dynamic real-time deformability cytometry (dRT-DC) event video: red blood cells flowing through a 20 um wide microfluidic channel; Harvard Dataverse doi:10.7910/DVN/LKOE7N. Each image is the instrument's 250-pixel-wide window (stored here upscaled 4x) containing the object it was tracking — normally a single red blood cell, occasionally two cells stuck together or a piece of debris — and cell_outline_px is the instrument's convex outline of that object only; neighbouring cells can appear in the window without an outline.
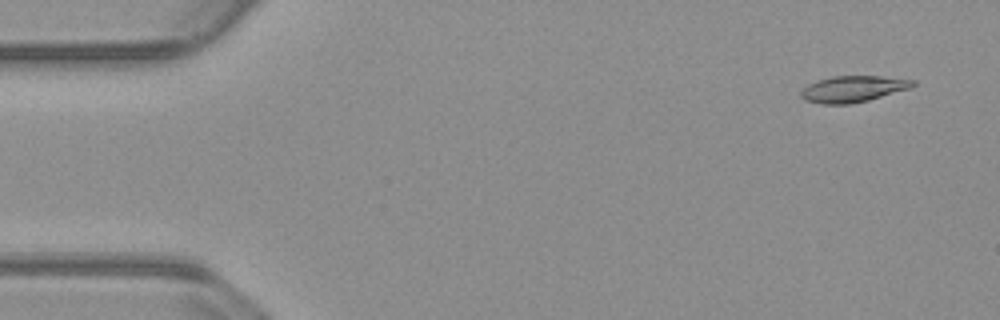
{"species": "common noctule bat (a hibernating species)", "species_latin": "Nyctalus noctula", "temperature_condition": "warm", "stored_images_in_passage": 54, "camera_frame_rate_fps": 3000, "um_per_image_px": 0.085, "animal": {"sex": "male", "body_mass_g": 23.1, "forearm_length_mm": 52.7}, "frame": {"image": 1, "passage_image": 3, "time_ms": 0.667, "image_size_px": [1000, 320], "cell_outline_px": [[916, 84], [912, 88], [868, 100], [848, 104], [820, 104], [804, 100], [800, 96], [800, 92], [808, 84], [816, 80], [832, 76], [880, 76], [916, 80]], "centroid_in_image_um": [72.5, 7.56], "position_along_channel_um": 12.5, "area_um2": 17.28}}
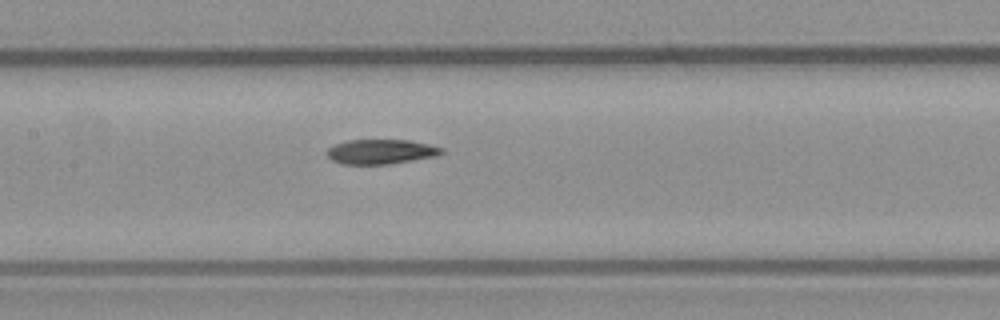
{"frame": {"image": 2, "passage_image": 25, "time_ms": 8.0, "image_size_px": [1000, 320], "cell_outline_px": [[444, 152], [436, 156], [388, 164], [340, 164], [332, 160], [324, 152], [328, 148], [336, 144], [348, 140], [408, 140], [428, 144], [444, 148]], "centroid_in_image_um": [32.35, 12.89], "position_along_channel_um": 175.0, "area_um2": 16.47}}
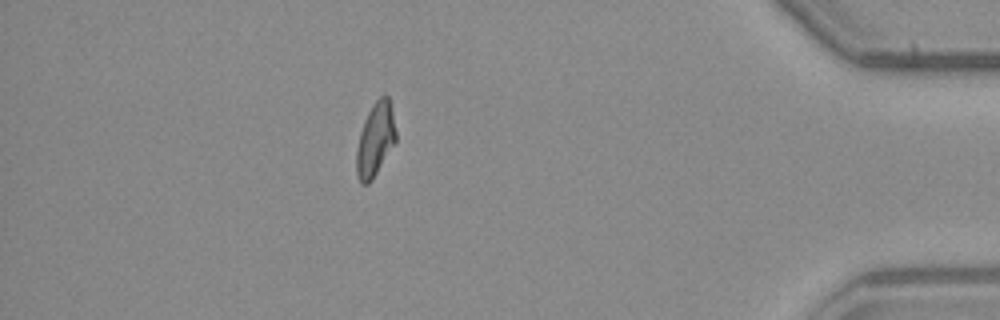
{"frame": {"image": 3, "passage_image": 47, "time_ms": 15.333, "image_size_px": [1000, 320], "cell_outline_px": [[396, 140], [372, 180], [368, 184], [360, 184], [356, 176], [356, 148], [360, 132], [364, 120], [372, 104], [380, 96], [388, 96], [392, 108], [396, 132]], "centroid_in_image_um": [31.88, 11.87], "position_along_channel_um": 403.3, "area_um2": 16.94}, "authors_computed_cell_mechanics": {"area_um2": 16.9354, "velocity_mm_per_s": 3.8119, "shape_relaxation_time_tau1_ms": null, "shape_relaxation_time_tau2_ms": 6.6157, "deformation_change_tau1": null, "deformation_change_tau2": 0.1414}}